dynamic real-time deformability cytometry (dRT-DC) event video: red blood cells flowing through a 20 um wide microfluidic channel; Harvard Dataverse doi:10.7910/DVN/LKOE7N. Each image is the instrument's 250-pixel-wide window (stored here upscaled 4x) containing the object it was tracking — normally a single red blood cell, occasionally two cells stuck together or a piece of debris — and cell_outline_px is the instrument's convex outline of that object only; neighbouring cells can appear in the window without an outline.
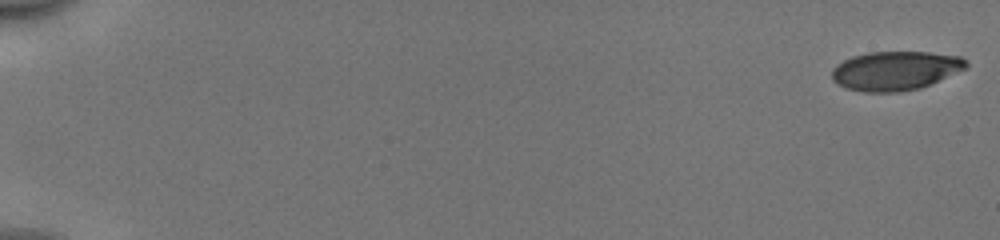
{"species": "human", "species_latin": "Homo sapiens", "temperature_condition": "cold", "stored_images_in_passage": 53, "camera_frame_rate_fps": 3000, "um_per_image_px": 0.085, "donor": {"sex": "male"}, "frame": {"image": 1, "passage_image": 1, "time_ms": 0.0, "image_size_px": [1000, 240], "cell_outline_px": [[968, 68], [920, 88], [900, 92], [864, 92], [844, 88], [836, 84], [832, 80], [832, 68], [836, 64], [852, 56], [868, 52], [928, 52], [960, 56], [968, 60]], "centroid_in_image_um": [76.1, 6.01], "position_along_channel_um": 8.9, "area_um2": 30.87}}
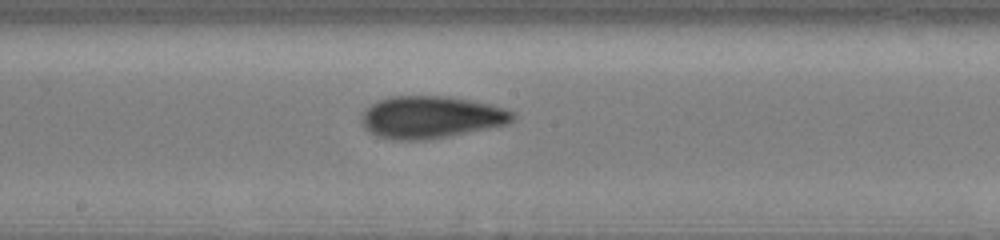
{"frame": {"image": 2, "passage_image": 31, "time_ms": 10.0, "image_size_px": [1000, 240], "cell_outline_px": [[516, 116], [508, 124], [428, 140], [392, 140], [376, 136], [368, 132], [360, 120], [364, 112], [372, 104], [388, 96], [444, 96], [468, 100], [488, 104], [504, 108], [516, 112]], "centroid_in_image_um": [36.62, 9.97], "position_along_channel_um": 211.6, "area_um2": 37.11}}
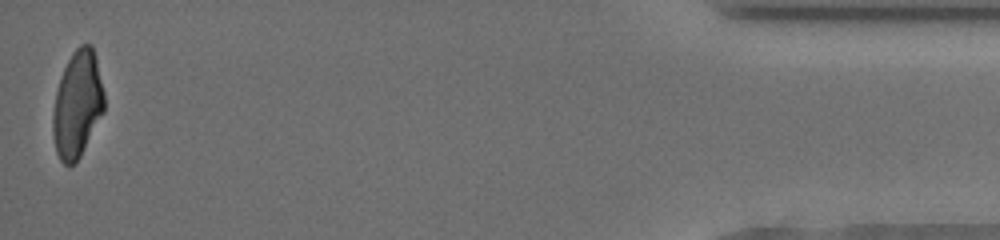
{"frame": {"image": 3, "passage_image": 53, "time_ms": 17.333, "image_size_px": [1000, 240], "cell_outline_px": [[104, 112], [80, 156], [68, 168], [60, 160], [56, 152], [52, 132], [52, 116], [56, 92], [60, 76], [72, 52], [80, 44], [92, 44], [104, 92]], "centroid_in_image_um": [6.56, 8.88], "position_along_channel_um": 428.6, "area_um2": 31.91}, "authors_computed_cell_mechanics": {"area_um2": 33.9864, "velocity_mm_per_s": 3.9899, "shape_relaxation_time_tau1_ms": 4.9667, "shape_relaxation_time_tau2_ms": 2.2384, "deformation_change_tau1": 0.1836, "deformation_change_tau2": 0.0915}}